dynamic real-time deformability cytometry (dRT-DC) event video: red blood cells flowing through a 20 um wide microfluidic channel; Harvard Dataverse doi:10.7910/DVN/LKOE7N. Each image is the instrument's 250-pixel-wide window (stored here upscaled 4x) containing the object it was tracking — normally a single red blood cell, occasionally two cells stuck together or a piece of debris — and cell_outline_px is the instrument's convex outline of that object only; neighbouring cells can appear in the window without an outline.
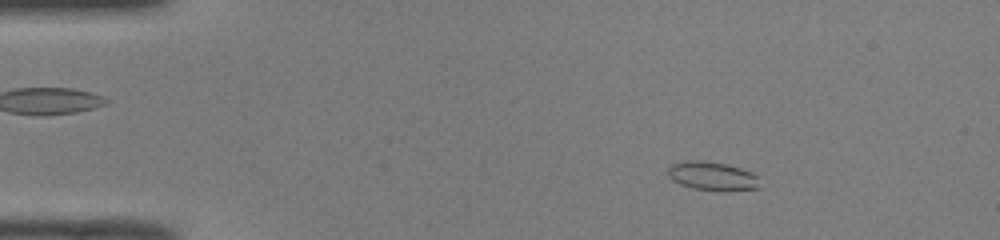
{"species": "common noctule bat (a hibernating species)", "species_latin": "Nyctalus noctula", "temperature_condition": "room temperature", "stored_images_in_passage": 45, "camera_frame_rate_fps": 3000, "um_per_image_px": 0.085, "animal": {"sex": "male", "body_mass_g": 19.0, "forearm_length_mm": 50.8}, "frame": {"image": 1, "passage_image": 2, "time_ms": 0.333, "image_size_px": [1000, 240], "cell_outline_px": [[760, 188], [696, 188], [680, 184], [672, 180], [668, 176], [668, 168], [672, 164], [684, 160], [704, 160], [728, 164], [752, 172], [756, 176]], "centroid_in_image_um": [60.47, 14.89], "position_along_channel_um": 24.5, "area_um2": 14.62}}
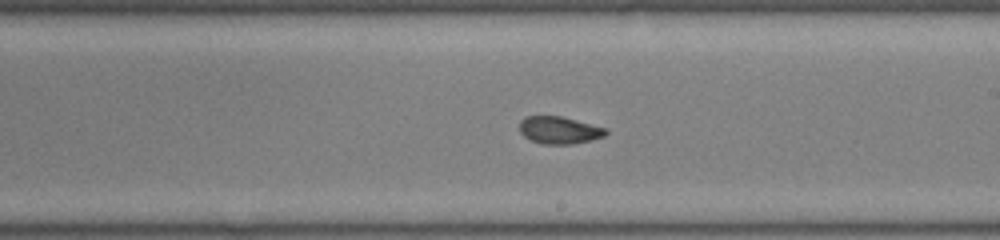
{"frame": {"image": 2, "passage_image": 24, "time_ms": 7.667, "image_size_px": [1000, 240], "cell_outline_px": [[608, 132], [604, 136], [572, 144], [544, 144], [532, 140], [524, 136], [520, 132], [520, 120], [528, 116], [560, 116], [608, 128]], "centroid_in_image_um": [47.55, 11.05], "position_along_channel_um": 241.5, "area_um2": 13.58}}
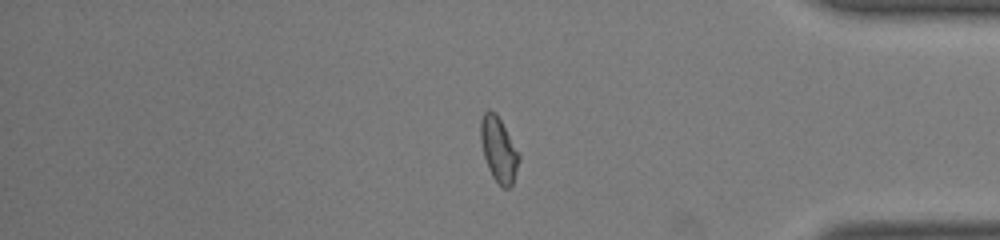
{"frame": {"image": 3, "passage_image": 37, "time_ms": 12.0, "image_size_px": [1000, 240], "cell_outline_px": [[520, 160], [512, 184], [508, 188], [504, 188], [492, 176], [488, 168], [484, 156], [480, 140], [480, 120], [484, 112], [488, 108], [496, 112], [520, 156]], "centroid_in_image_um": [42.36, 12.67], "position_along_channel_um": 392.8, "area_um2": 14.33}, "authors_computed_cell_mechanics": {"area_um2": 14.2766, "velocity_mm_per_s": 4.0202, "shape_relaxation_time_tau1_ms": null, "shape_relaxation_time_tau2_ms": 1.5834, "deformation_change_tau1": null, "deformation_change_tau2": 0.0629}}